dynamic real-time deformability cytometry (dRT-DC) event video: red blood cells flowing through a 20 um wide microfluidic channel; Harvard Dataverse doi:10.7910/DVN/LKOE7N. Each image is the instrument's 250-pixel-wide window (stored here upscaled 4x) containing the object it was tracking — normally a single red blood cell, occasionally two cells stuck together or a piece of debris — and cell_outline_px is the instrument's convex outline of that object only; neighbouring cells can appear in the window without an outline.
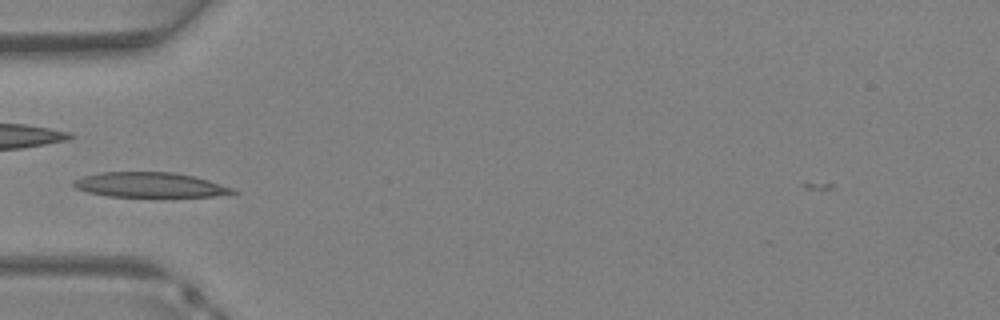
{"species": "Egyptian fruit bat (a non-hibernating species)", "species_latin": "Rousettus aegyptiacus", "temperature_condition": "warm", "stored_images_in_passage": 26, "camera_frame_rate_fps": 3000, "um_per_image_px": 0.085, "animal": {"sex": "female"}, "frame": {"image": 1, "passage_image": 1, "time_ms": 0.0, "image_size_px": [1000, 320], "cell_outline_px": [[240, 192], [212, 196], [108, 196], [88, 192], [76, 188], [72, 184], [72, 180], [84, 176], [100, 172], [176, 172], [208, 180], [232, 188]], "centroid_in_image_um": [12.7, 15.7], "position_along_channel_um": 72.3, "area_um2": 22.83}}
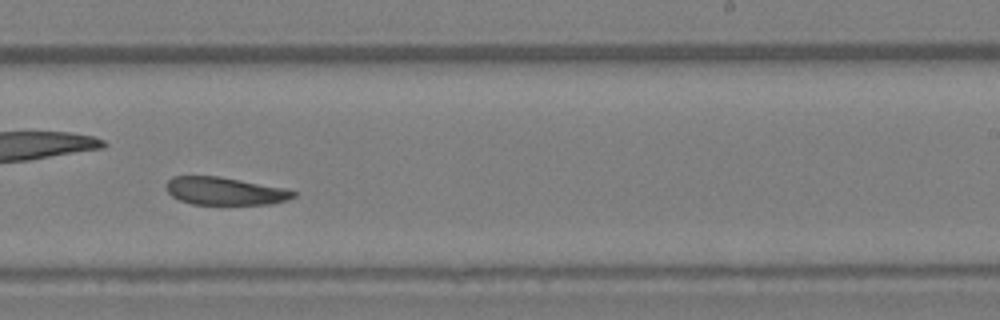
{"frame": {"image": 2, "passage_image": 12, "time_ms": 3.667, "image_size_px": [1000, 320], "cell_outline_px": [[296, 196], [288, 200], [272, 204], [192, 204], [180, 200], [172, 196], [164, 188], [164, 184], [172, 176], [220, 176], [284, 188], [296, 192]], "centroid_in_image_um": [19.09, 16.24], "position_along_channel_um": 269.9, "area_um2": 20.69}}
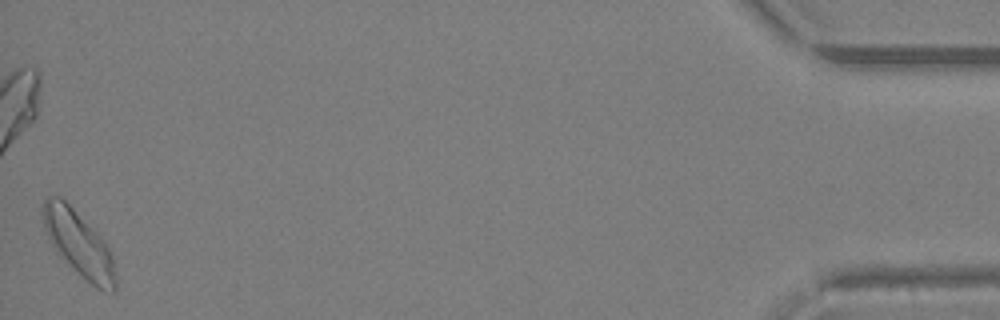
{"frame": {"image": 3, "passage_image": 26, "time_ms": 8.333, "image_size_px": [1000, 320], "cell_outline_px": [[116, 292], [104, 292], [96, 288], [72, 268], [60, 256], [52, 244], [44, 228], [40, 212], [40, 208], [44, 200], [48, 196], [60, 196], [104, 240], [112, 256], [116, 280]], "centroid_in_image_um": [6.67, 20.72], "position_along_channel_um": 428.5, "area_um2": 27.46}}